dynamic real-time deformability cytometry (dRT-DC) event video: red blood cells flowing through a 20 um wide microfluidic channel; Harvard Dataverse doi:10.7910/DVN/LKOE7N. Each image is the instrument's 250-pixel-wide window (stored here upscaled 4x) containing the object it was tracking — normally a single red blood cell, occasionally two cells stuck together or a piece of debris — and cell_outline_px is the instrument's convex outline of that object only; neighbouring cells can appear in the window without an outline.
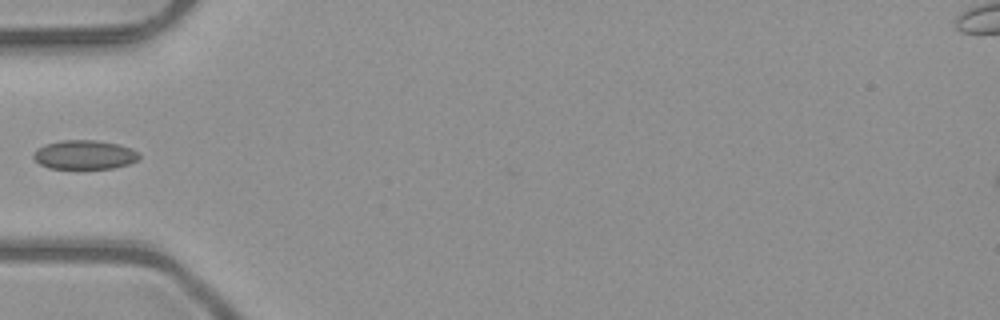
{"species": "common noctule bat (a hibernating species)", "species_latin": "Nyctalus noctula", "temperature_condition": "room temperature", "stored_images_in_passage": 4, "camera_frame_rate_fps": 3000, "um_per_image_px": 0.085, "animal": {"sex": "male", "body_mass_g": 23.1, "forearm_length_mm": 52.7}, "frame": {"image": 1, "passage_image": 4, "time_ms": 1.0, "image_size_px": [1000, 320], "cell_outline_px": [[140, 160], [128, 164], [112, 168], [48, 168], [40, 164], [32, 156], [36, 148], [44, 144], [60, 140], [96, 140], [120, 144], [132, 148], [140, 152]], "centroid_in_image_um": [7.21, 13.14], "position_along_channel_um": 77.8, "area_um2": 18.15}}